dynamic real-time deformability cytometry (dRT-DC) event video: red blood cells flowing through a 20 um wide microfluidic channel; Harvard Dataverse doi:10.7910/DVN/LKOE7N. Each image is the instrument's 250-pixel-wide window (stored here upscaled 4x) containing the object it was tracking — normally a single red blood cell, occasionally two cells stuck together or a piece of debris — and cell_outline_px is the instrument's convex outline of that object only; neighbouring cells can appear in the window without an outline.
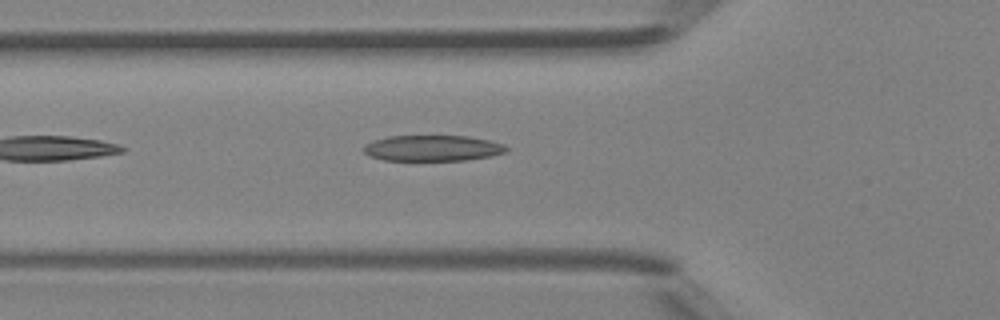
{"species": "Egyptian fruit bat (a non-hibernating species)", "species_latin": "Rousettus aegyptiacus", "temperature_condition": "room temperature", "stored_images_in_passage": 33, "camera_frame_rate_fps": 3000, "um_per_image_px": 0.085, "animal": {"sex": "female"}, "frame": {"image": 1, "passage_image": 2, "time_ms": 0.333, "image_size_px": [1000, 320], "cell_outline_px": [[508, 148], [504, 152], [492, 156], [464, 160], [384, 160], [368, 156], [360, 148], [364, 144], [372, 140], [388, 136], [468, 136], [488, 140], [504, 144]], "centroid_in_image_um": [36.7, 12.59], "position_along_channel_um": 89.1, "area_um2": 21.62}}
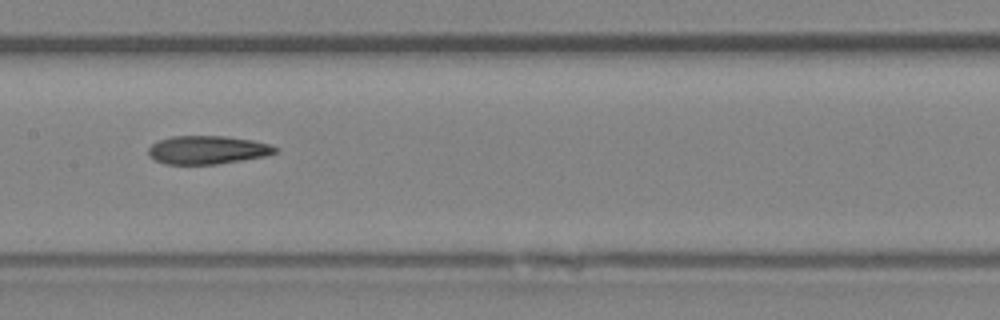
{"frame": {"image": 2, "passage_image": 9, "time_ms": 2.667, "image_size_px": [1000, 320], "cell_outline_px": [[280, 148], [276, 152], [264, 156], [216, 164], [164, 164], [148, 156], [148, 148], [152, 144], [160, 140], [172, 136], [224, 136], [252, 140], [268, 144]], "centroid_in_image_um": [17.61, 12.74], "position_along_channel_um": 189.8, "area_um2": 20.81}}
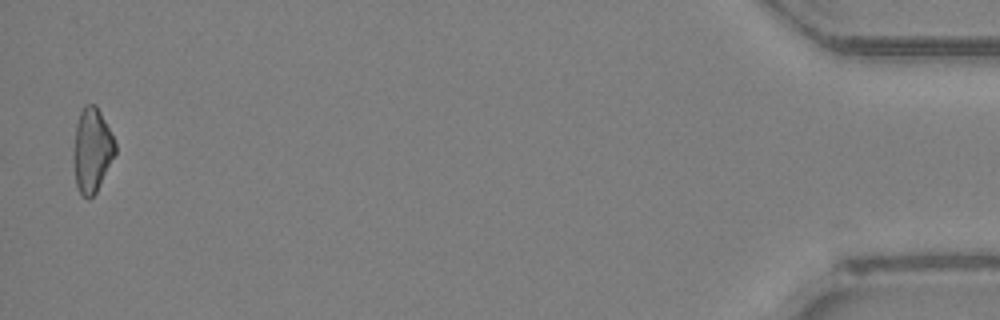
{"frame": {"image": 3, "passage_image": 32, "time_ms": 10.333, "image_size_px": [1000, 320], "cell_outline_px": [[116, 152], [96, 192], [88, 200], [80, 196], [76, 184], [72, 160], [72, 152], [76, 124], [80, 112], [84, 104], [96, 104], [116, 144]], "centroid_in_image_um": [7.78, 12.79], "position_along_channel_um": 427.4, "area_um2": 20.63}}